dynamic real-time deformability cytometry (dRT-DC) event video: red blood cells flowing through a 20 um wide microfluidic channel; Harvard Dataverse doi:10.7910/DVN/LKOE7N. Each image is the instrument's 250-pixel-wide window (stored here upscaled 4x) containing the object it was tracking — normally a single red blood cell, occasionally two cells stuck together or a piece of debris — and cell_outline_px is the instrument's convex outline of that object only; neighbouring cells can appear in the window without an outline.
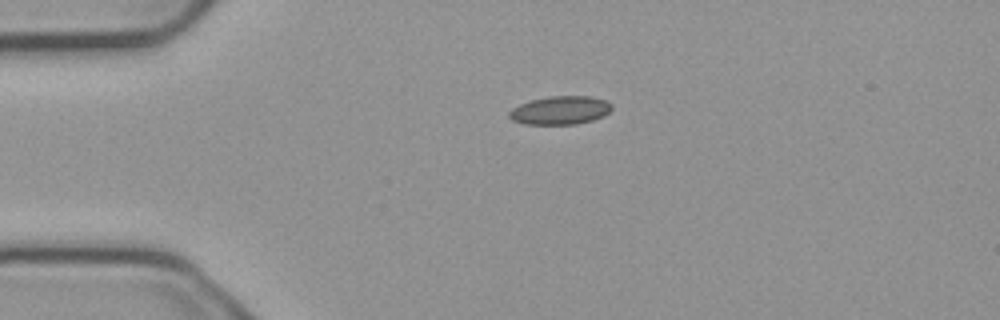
{"species": "common noctule bat (a hibernating species)", "species_latin": "Nyctalus noctula", "temperature_condition": "cold", "stored_images_in_passage": 2, "camera_frame_rate_fps": 3000, "um_per_image_px": 0.085, "animal": {"sex": "male", "body_mass_g": 23.1, "forearm_length_mm": 52.7}, "frame": {"image": 1, "passage_image": 1, "time_ms": 0.0, "image_size_px": [1000, 320], "cell_outline_px": [[612, 108], [604, 116], [592, 120], [576, 124], [524, 124], [512, 120], [508, 116], [508, 112], [512, 108], [520, 104], [532, 100], [548, 96], [592, 96], [604, 100], [612, 104]], "centroid_in_image_um": [47.61, 9.37], "position_along_channel_um": 37.4, "area_um2": 16.99}}